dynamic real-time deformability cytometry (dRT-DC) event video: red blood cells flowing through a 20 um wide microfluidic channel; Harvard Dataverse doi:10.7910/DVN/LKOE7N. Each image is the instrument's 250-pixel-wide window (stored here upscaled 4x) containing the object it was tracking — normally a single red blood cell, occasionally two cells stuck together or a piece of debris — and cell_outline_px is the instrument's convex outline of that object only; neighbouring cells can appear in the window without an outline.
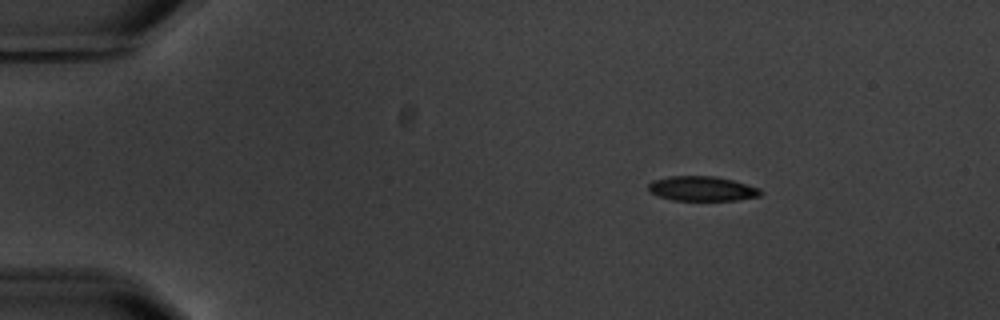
{"species": "common noctule bat (a hibernating species)", "species_latin": "Nyctalus noctula", "temperature_condition": "warm", "stored_images_in_passage": 5, "camera_frame_rate_fps": 3000, "um_per_image_px": 0.085, "animal": {"sex": "male", "body_mass_g": 20.1, "forearm_length_mm": 53.5}, "frame": {"image": 1, "passage_image": 2, "time_ms": 1.333, "image_size_px": [1000, 320], "cell_outline_px": [[764, 192], [760, 196], [736, 200], [672, 200], [660, 196], [652, 192], [648, 188], [648, 184], [652, 180], [668, 176], [716, 176], [732, 180], [760, 188]], "centroid_in_image_um": [59.7, 16.03], "position_along_channel_um": 25.3, "area_um2": 16.13}}
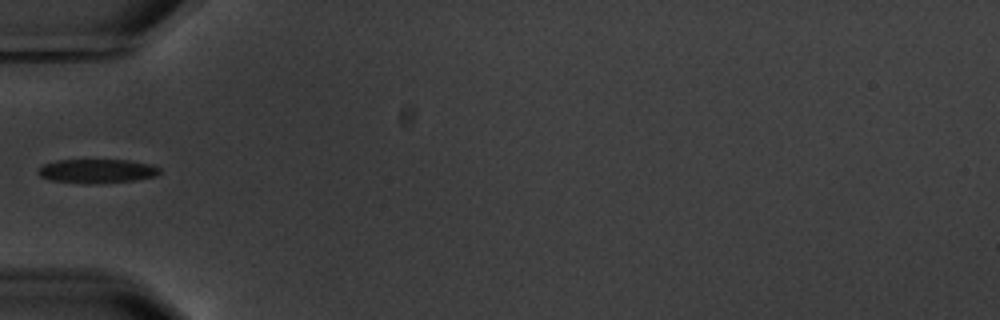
{"frame": {"image": 2, "passage_image": 5, "time_ms": 5.0, "image_size_px": [1000, 320], "cell_outline_px": [[160, 172], [156, 176], [136, 180], [96, 184], [84, 184], [48, 180], [40, 176], [36, 172], [44, 164], [56, 160], [128, 160], [152, 164], [160, 168]], "centroid_in_image_um": [8.24, 14.55], "position_along_channel_um": 76.8, "area_um2": 17.28}}